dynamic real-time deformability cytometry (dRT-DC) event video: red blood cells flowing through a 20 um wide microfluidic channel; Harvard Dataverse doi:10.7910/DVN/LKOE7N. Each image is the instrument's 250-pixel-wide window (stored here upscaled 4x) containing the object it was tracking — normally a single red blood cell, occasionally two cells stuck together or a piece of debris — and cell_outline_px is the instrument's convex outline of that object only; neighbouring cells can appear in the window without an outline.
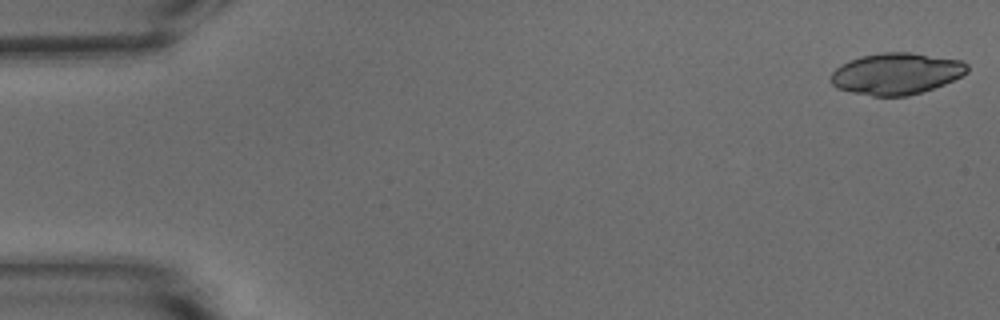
{"species": "common noctule bat (a hibernating species)", "species_latin": "Nyctalus noctula", "temperature_condition": "warm", "stored_images_in_passage": 53, "camera_frame_rate_fps": 3000, "um_per_image_px": 0.085, "animal": {"sex": "male", "body_mass_g": 15.6}, "frame": {"image": 1, "passage_image": 1, "time_ms": 0.0, "image_size_px": [1000, 320], "cell_outline_px": [[968, 72], [944, 84], [908, 96], [872, 96], [852, 92], [836, 88], [832, 84], [832, 72], [840, 64], [848, 60], [860, 56], [880, 52], [912, 52], [960, 60], [968, 64]], "centroid_in_image_um": [76.16, 6.25], "position_along_channel_um": 8.8, "area_um2": 33.0}}